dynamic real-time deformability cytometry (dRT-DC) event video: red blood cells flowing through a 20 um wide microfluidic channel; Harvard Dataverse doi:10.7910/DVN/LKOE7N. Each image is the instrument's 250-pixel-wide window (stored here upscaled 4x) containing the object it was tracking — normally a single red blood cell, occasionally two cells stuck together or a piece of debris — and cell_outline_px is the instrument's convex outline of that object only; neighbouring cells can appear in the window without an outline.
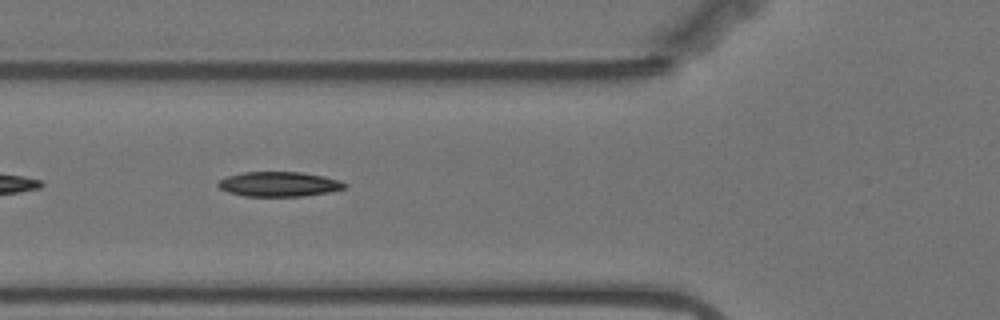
{"species": "Egyptian fruit bat (a non-hibernating species)", "species_latin": "Rousettus aegyptiacus", "temperature_condition": "warm", "stored_images_in_passage": 14, "camera_frame_rate_fps": 3000, "um_per_image_px": 0.085, "animal": {"sex": "female"}, "frame": {"image": 1, "passage_image": 5, "time_ms": 1.333, "image_size_px": [1000, 320], "cell_outline_px": [[348, 184], [344, 188], [328, 192], [304, 196], [244, 196], [228, 192], [220, 188], [216, 184], [220, 180], [228, 176], [244, 172], [300, 172], [324, 176], [340, 180]], "centroid_in_image_um": [23.72, 15.65], "position_along_channel_um": 102.1, "area_um2": 18.21}}
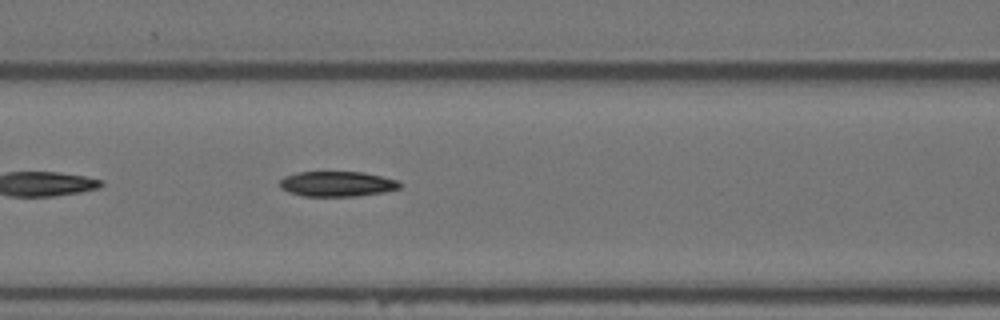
{"frame": {"image": 2, "passage_image": 8, "time_ms": 2.333, "image_size_px": [1000, 320], "cell_outline_px": [[404, 184], [400, 188], [384, 192], [356, 196], [304, 196], [288, 192], [280, 188], [280, 180], [284, 176], [296, 172], [364, 172], [396, 180]], "centroid_in_image_um": [28.65, 15.63], "position_along_channel_um": 138.0, "area_um2": 17.69}}